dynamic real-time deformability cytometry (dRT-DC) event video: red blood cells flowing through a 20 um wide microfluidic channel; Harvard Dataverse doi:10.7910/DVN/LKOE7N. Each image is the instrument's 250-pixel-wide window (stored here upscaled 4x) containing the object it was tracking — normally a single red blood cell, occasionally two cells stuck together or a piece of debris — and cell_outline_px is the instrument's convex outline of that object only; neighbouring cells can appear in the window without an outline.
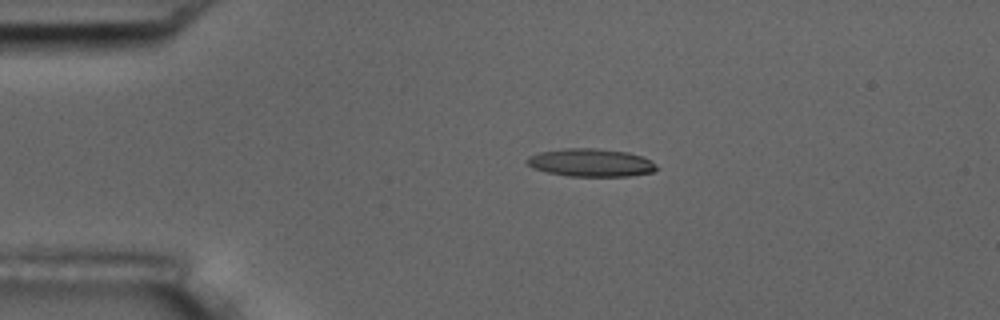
{"species": "common noctule bat (a hibernating species)", "species_latin": "Nyctalus noctula", "temperature_condition": "room temperature", "stored_images_in_passage": 3, "camera_frame_rate_fps": 3000, "um_per_image_px": 0.085, "animal": {"sex": "male", "body_mass_g": 17.5, "forearm_length_mm": 52.3}, "frame": {"image": 1, "passage_image": 2, "time_ms": 0.333, "image_size_px": [1000, 320], "cell_outline_px": [[660, 168], [652, 172], [628, 176], [568, 176], [548, 172], [532, 168], [524, 160], [528, 156], [540, 152], [564, 148], [596, 148], [628, 152], [652, 160]], "centroid_in_image_um": [50.22, 13.82], "position_along_channel_um": 34.8, "area_um2": 21.21}}